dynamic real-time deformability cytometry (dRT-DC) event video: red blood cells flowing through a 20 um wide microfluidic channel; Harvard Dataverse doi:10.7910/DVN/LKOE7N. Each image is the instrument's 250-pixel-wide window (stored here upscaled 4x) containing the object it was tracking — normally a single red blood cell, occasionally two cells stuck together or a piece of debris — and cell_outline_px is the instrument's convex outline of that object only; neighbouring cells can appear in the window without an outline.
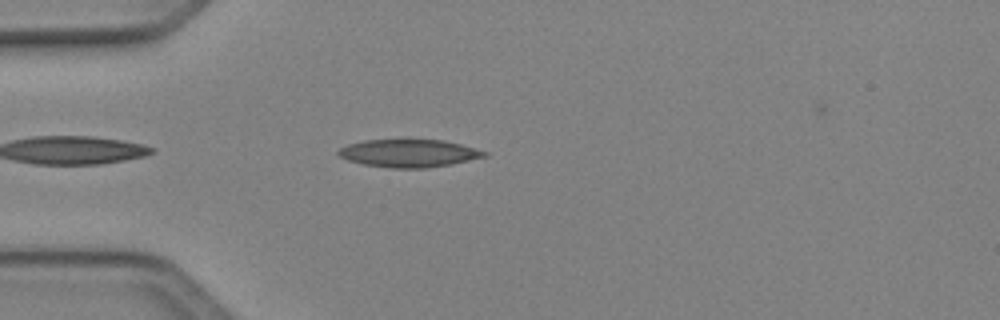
{"species": "Egyptian fruit bat (a non-hibernating species)", "species_latin": "Rousettus aegyptiacus", "temperature_condition": "cold", "stored_images_in_passage": 38, "camera_frame_rate_fps": 3000, "um_per_image_px": 0.085, "animal": {"sex": "female"}, "frame": {"image": 1, "passage_image": 3, "time_ms": 0.667, "image_size_px": [1000, 320], "cell_outline_px": [[488, 156], [452, 164], [424, 168], [392, 168], [364, 164], [348, 160], [340, 156], [336, 152], [340, 148], [348, 144], [364, 140], [444, 140], [460, 144], [488, 152]], "centroid_in_image_um": [34.77, 13.02], "position_along_channel_um": 50.2, "area_um2": 23.47}}
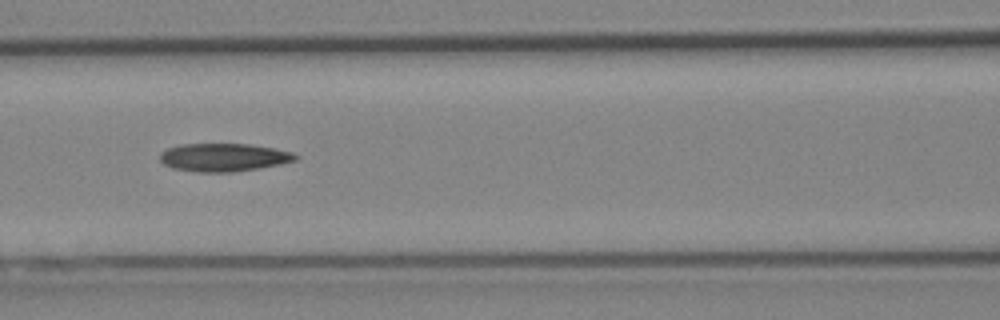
{"frame": {"image": 2, "passage_image": 11, "time_ms": 3.333, "image_size_px": [1000, 320], "cell_outline_px": [[300, 156], [296, 160], [280, 164], [232, 172], [200, 172], [172, 168], [164, 164], [160, 160], [160, 152], [168, 148], [180, 144], [248, 144], [276, 148], [292, 152]], "centroid_in_image_um": [19.01, 13.37], "position_along_channel_um": 147.6, "area_um2": 22.14}}
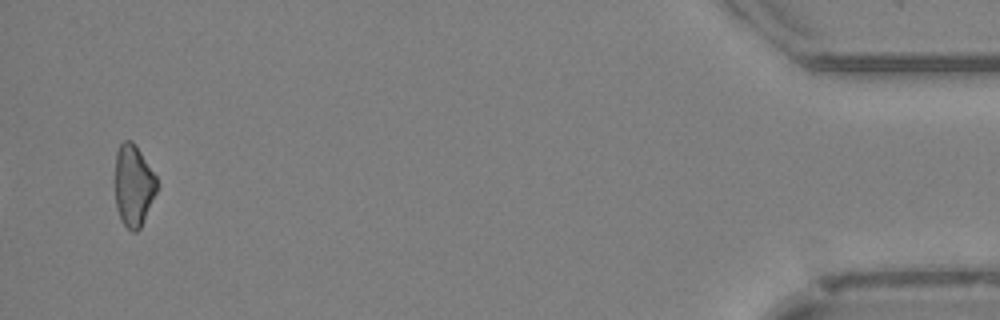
{"frame": {"image": 3, "passage_image": 37, "time_ms": 12.0, "image_size_px": [1000, 320], "cell_outline_px": [[160, 188], [140, 228], [136, 232], [132, 232], [124, 224], [120, 216], [116, 204], [116, 152], [120, 144], [124, 140], [132, 140], [156, 176], [160, 184]], "centroid_in_image_um": [11.39, 15.77], "position_along_channel_um": 423.8, "area_um2": 19.94}}